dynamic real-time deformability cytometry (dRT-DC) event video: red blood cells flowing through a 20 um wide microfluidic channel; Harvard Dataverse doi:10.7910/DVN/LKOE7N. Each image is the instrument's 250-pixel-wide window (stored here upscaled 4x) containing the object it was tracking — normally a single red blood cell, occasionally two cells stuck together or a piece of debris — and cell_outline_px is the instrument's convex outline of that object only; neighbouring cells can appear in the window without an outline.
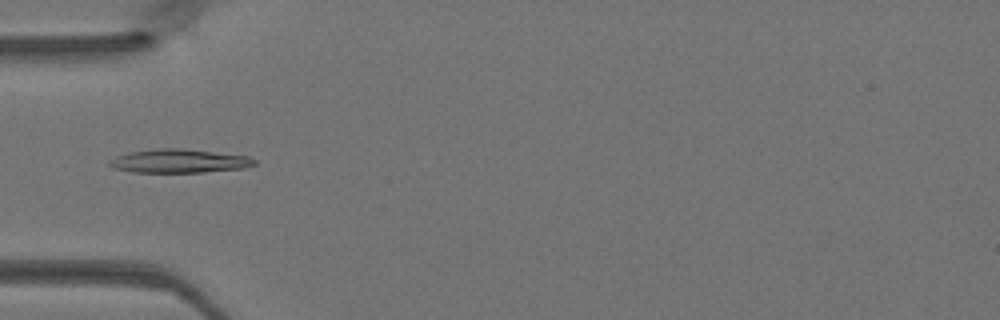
{"species": "Egyptian fruit bat (a non-hibernating species)", "species_latin": "Rousettus aegyptiacus", "temperature_condition": "warm", "stored_images_in_passage": 48, "camera_frame_rate_fps": 3000, "um_per_image_px": 0.085, "animal": {"sex": "female"}, "frame": {"image": 1, "passage_image": 15, "time_ms": 4.667, "image_size_px": [1000, 320], "cell_outline_px": [[256, 164], [244, 168], [204, 172], [132, 172], [112, 168], [108, 164], [108, 160], [116, 156], [128, 152], [160, 148], [184, 148], [248, 156], [256, 160]], "centroid_in_image_um": [15.2, 13.68], "position_along_channel_um": 69.8, "area_um2": 20.11}}
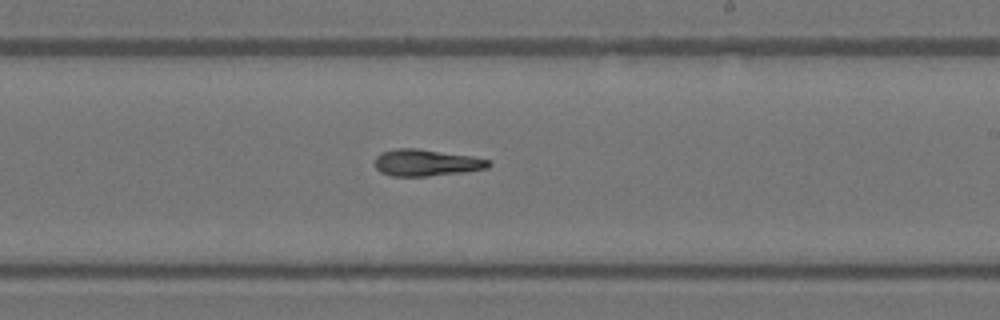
{"frame": {"image": 2, "passage_image": 28, "time_ms": 9.0, "image_size_px": [1000, 320], "cell_outline_px": [[492, 164], [488, 168], [464, 172], [428, 176], [388, 176], [380, 172], [376, 168], [376, 156], [380, 152], [396, 148], [416, 148], [472, 156], [492, 160]], "centroid_in_image_um": [36.24, 13.83], "position_along_channel_um": 252.8, "area_um2": 17.86}}
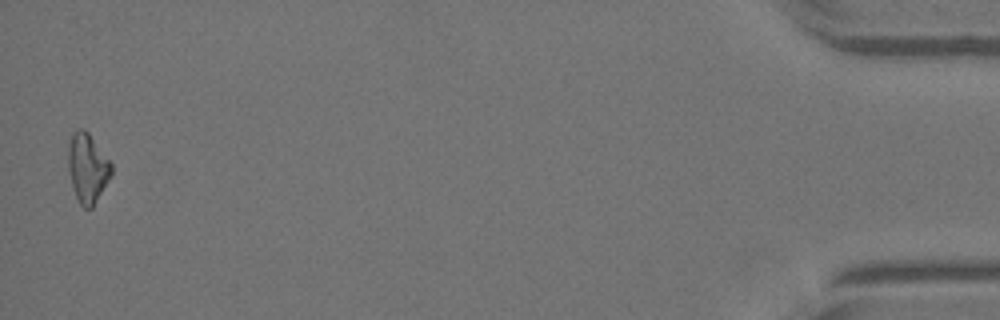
{"frame": {"image": 3, "passage_image": 47, "time_ms": 15.333, "image_size_px": [1000, 320], "cell_outline_px": [[112, 176], [92, 208], [84, 208], [80, 204], [76, 196], [68, 172], [68, 148], [72, 132], [80, 128], [84, 128], [88, 132], [112, 164]], "centroid_in_image_um": [7.44, 14.28], "position_along_channel_um": 427.8, "area_um2": 17.46}}